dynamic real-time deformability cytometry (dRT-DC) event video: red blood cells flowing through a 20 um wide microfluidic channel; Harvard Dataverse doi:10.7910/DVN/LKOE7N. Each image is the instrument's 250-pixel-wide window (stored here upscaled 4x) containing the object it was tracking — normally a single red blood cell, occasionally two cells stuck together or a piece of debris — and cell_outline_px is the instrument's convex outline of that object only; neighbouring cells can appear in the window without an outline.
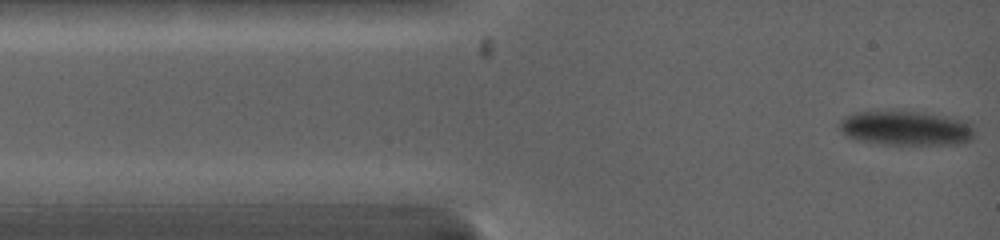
{"species": "common noctule bat (a hibernating species)", "species_latin": "Nyctalus noctula", "temperature_condition": "warm", "stored_images_in_passage": 2, "camera_frame_rate_fps": 5000, "um_per_image_px": 0.085, "animal": {"sex": "female", "body_mass_g": 19.0, "forearm_length_mm": 53.3}, "frame": {"image": 1, "passage_image": 2, "time_ms": 0.6, "image_size_px": [1000, 240], "cell_outline_px": [[976, 136], [972, 140], [956, 144], [876, 144], [856, 140], [844, 136], [840, 128], [840, 120], [844, 116], [852, 112], [924, 112], [968, 120]], "centroid_in_image_um": [77.0, 10.9], "position_along_channel_um": 8.0, "area_um2": 27.4}}